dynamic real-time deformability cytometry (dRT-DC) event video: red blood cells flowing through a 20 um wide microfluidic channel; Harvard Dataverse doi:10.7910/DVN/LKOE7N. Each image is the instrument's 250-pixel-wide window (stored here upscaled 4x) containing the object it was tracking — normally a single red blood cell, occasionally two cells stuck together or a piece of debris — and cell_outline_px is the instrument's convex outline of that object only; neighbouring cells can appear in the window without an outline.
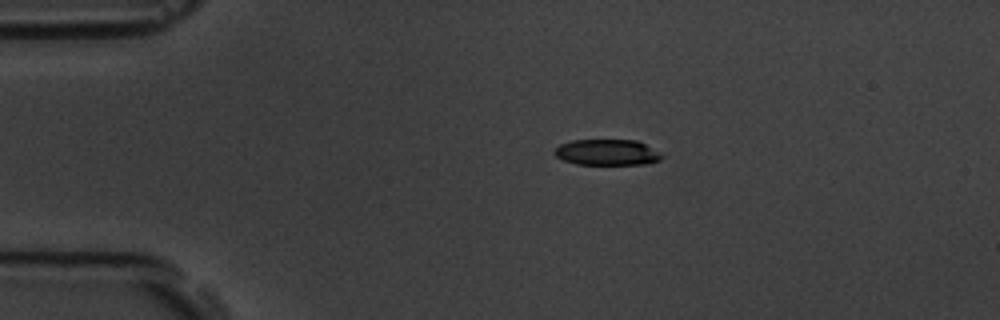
{"species": "common noctule bat (a hibernating species)", "species_latin": "Nyctalus noctula", "temperature_condition": "room temperature", "stored_images_in_passage": 4, "segment_of_instrument_passage": [1, 2], "camera_frame_rate_fps": 3000, "um_per_image_px": 0.085, "animal": {"sex": "male", "body_mass_g": 19.5, "forearm_length_mm": 54.6}, "frame": {"image": 1, "passage_image": 2, "time_ms": 1.333, "image_size_px": [1000, 320], "cell_outline_px": [[664, 156], [660, 160], [644, 164], [576, 164], [564, 160], [556, 156], [552, 152], [560, 144], [572, 140], [636, 140], [644, 144]], "centroid_in_image_um": [51.56, 12.95], "position_along_channel_um": 33.4, "area_um2": 16.01}}